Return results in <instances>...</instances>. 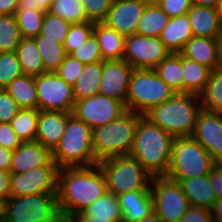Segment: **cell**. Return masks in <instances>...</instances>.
<instances>
[{
  "label": "cell",
  "mask_w": 222,
  "mask_h": 222,
  "mask_svg": "<svg viewBox=\"0 0 222 222\" xmlns=\"http://www.w3.org/2000/svg\"><path fill=\"white\" fill-rule=\"evenodd\" d=\"M107 192L106 179L98 164L62 168L58 171L57 205L63 222L83 212Z\"/></svg>",
  "instance_id": "cell-1"
},
{
  "label": "cell",
  "mask_w": 222,
  "mask_h": 222,
  "mask_svg": "<svg viewBox=\"0 0 222 222\" xmlns=\"http://www.w3.org/2000/svg\"><path fill=\"white\" fill-rule=\"evenodd\" d=\"M174 137L142 116L137 124L129 153L153 176H166Z\"/></svg>",
  "instance_id": "cell-2"
},
{
  "label": "cell",
  "mask_w": 222,
  "mask_h": 222,
  "mask_svg": "<svg viewBox=\"0 0 222 222\" xmlns=\"http://www.w3.org/2000/svg\"><path fill=\"white\" fill-rule=\"evenodd\" d=\"M199 95L175 93L168 101L152 107L143 116L175 137H191L199 111Z\"/></svg>",
  "instance_id": "cell-3"
},
{
  "label": "cell",
  "mask_w": 222,
  "mask_h": 222,
  "mask_svg": "<svg viewBox=\"0 0 222 222\" xmlns=\"http://www.w3.org/2000/svg\"><path fill=\"white\" fill-rule=\"evenodd\" d=\"M92 135L93 130L72 114L59 144L52 151L57 167L62 169L96 165Z\"/></svg>",
  "instance_id": "cell-4"
},
{
  "label": "cell",
  "mask_w": 222,
  "mask_h": 222,
  "mask_svg": "<svg viewBox=\"0 0 222 222\" xmlns=\"http://www.w3.org/2000/svg\"><path fill=\"white\" fill-rule=\"evenodd\" d=\"M142 116L126 110L113 122L93 129V149L97 164L111 157L129 155Z\"/></svg>",
  "instance_id": "cell-5"
},
{
  "label": "cell",
  "mask_w": 222,
  "mask_h": 222,
  "mask_svg": "<svg viewBox=\"0 0 222 222\" xmlns=\"http://www.w3.org/2000/svg\"><path fill=\"white\" fill-rule=\"evenodd\" d=\"M216 163L208 151L192 137H175L166 173L171 180L209 175Z\"/></svg>",
  "instance_id": "cell-6"
},
{
  "label": "cell",
  "mask_w": 222,
  "mask_h": 222,
  "mask_svg": "<svg viewBox=\"0 0 222 222\" xmlns=\"http://www.w3.org/2000/svg\"><path fill=\"white\" fill-rule=\"evenodd\" d=\"M106 179L107 191L116 196L135 190H150L153 176L131 155H121L98 163Z\"/></svg>",
  "instance_id": "cell-7"
},
{
  "label": "cell",
  "mask_w": 222,
  "mask_h": 222,
  "mask_svg": "<svg viewBox=\"0 0 222 222\" xmlns=\"http://www.w3.org/2000/svg\"><path fill=\"white\" fill-rule=\"evenodd\" d=\"M176 92L153 69H134L129 83L126 110L144 115L168 101Z\"/></svg>",
  "instance_id": "cell-8"
},
{
  "label": "cell",
  "mask_w": 222,
  "mask_h": 222,
  "mask_svg": "<svg viewBox=\"0 0 222 222\" xmlns=\"http://www.w3.org/2000/svg\"><path fill=\"white\" fill-rule=\"evenodd\" d=\"M5 222H63L57 193L10 196L2 205Z\"/></svg>",
  "instance_id": "cell-9"
},
{
  "label": "cell",
  "mask_w": 222,
  "mask_h": 222,
  "mask_svg": "<svg viewBox=\"0 0 222 222\" xmlns=\"http://www.w3.org/2000/svg\"><path fill=\"white\" fill-rule=\"evenodd\" d=\"M150 191L154 211L162 222H178L190 207L179 183L165 176L153 177Z\"/></svg>",
  "instance_id": "cell-10"
},
{
  "label": "cell",
  "mask_w": 222,
  "mask_h": 222,
  "mask_svg": "<svg viewBox=\"0 0 222 222\" xmlns=\"http://www.w3.org/2000/svg\"><path fill=\"white\" fill-rule=\"evenodd\" d=\"M38 110L72 112L75 104L73 86L59 77L55 71L35 76Z\"/></svg>",
  "instance_id": "cell-11"
},
{
  "label": "cell",
  "mask_w": 222,
  "mask_h": 222,
  "mask_svg": "<svg viewBox=\"0 0 222 222\" xmlns=\"http://www.w3.org/2000/svg\"><path fill=\"white\" fill-rule=\"evenodd\" d=\"M171 53L159 37L133 34L125 38L123 59L134 69H154Z\"/></svg>",
  "instance_id": "cell-12"
},
{
  "label": "cell",
  "mask_w": 222,
  "mask_h": 222,
  "mask_svg": "<svg viewBox=\"0 0 222 222\" xmlns=\"http://www.w3.org/2000/svg\"><path fill=\"white\" fill-rule=\"evenodd\" d=\"M125 111L126 107L120 100L96 94L76 100L72 114L93 130L113 122Z\"/></svg>",
  "instance_id": "cell-13"
},
{
  "label": "cell",
  "mask_w": 222,
  "mask_h": 222,
  "mask_svg": "<svg viewBox=\"0 0 222 222\" xmlns=\"http://www.w3.org/2000/svg\"><path fill=\"white\" fill-rule=\"evenodd\" d=\"M57 166H42L26 173H12L11 196L57 193Z\"/></svg>",
  "instance_id": "cell-14"
},
{
  "label": "cell",
  "mask_w": 222,
  "mask_h": 222,
  "mask_svg": "<svg viewBox=\"0 0 222 222\" xmlns=\"http://www.w3.org/2000/svg\"><path fill=\"white\" fill-rule=\"evenodd\" d=\"M211 155L216 164H222V113L201 109L191 136Z\"/></svg>",
  "instance_id": "cell-15"
},
{
  "label": "cell",
  "mask_w": 222,
  "mask_h": 222,
  "mask_svg": "<svg viewBox=\"0 0 222 222\" xmlns=\"http://www.w3.org/2000/svg\"><path fill=\"white\" fill-rule=\"evenodd\" d=\"M134 68L124 59L104 60L98 94L120 100L126 107L129 83Z\"/></svg>",
  "instance_id": "cell-16"
},
{
  "label": "cell",
  "mask_w": 222,
  "mask_h": 222,
  "mask_svg": "<svg viewBox=\"0 0 222 222\" xmlns=\"http://www.w3.org/2000/svg\"><path fill=\"white\" fill-rule=\"evenodd\" d=\"M145 7L140 0H114L103 22L125 36L137 34Z\"/></svg>",
  "instance_id": "cell-17"
},
{
  "label": "cell",
  "mask_w": 222,
  "mask_h": 222,
  "mask_svg": "<svg viewBox=\"0 0 222 222\" xmlns=\"http://www.w3.org/2000/svg\"><path fill=\"white\" fill-rule=\"evenodd\" d=\"M42 166H57L52 151L38 142H24L12 151L11 173H26Z\"/></svg>",
  "instance_id": "cell-18"
},
{
  "label": "cell",
  "mask_w": 222,
  "mask_h": 222,
  "mask_svg": "<svg viewBox=\"0 0 222 222\" xmlns=\"http://www.w3.org/2000/svg\"><path fill=\"white\" fill-rule=\"evenodd\" d=\"M72 112L39 110L35 141L53 151L59 144Z\"/></svg>",
  "instance_id": "cell-19"
},
{
  "label": "cell",
  "mask_w": 222,
  "mask_h": 222,
  "mask_svg": "<svg viewBox=\"0 0 222 222\" xmlns=\"http://www.w3.org/2000/svg\"><path fill=\"white\" fill-rule=\"evenodd\" d=\"M123 222H138L154 212L150 190H135L117 196Z\"/></svg>",
  "instance_id": "cell-20"
},
{
  "label": "cell",
  "mask_w": 222,
  "mask_h": 222,
  "mask_svg": "<svg viewBox=\"0 0 222 222\" xmlns=\"http://www.w3.org/2000/svg\"><path fill=\"white\" fill-rule=\"evenodd\" d=\"M194 36L219 38L222 25L217 8L192 5L187 13Z\"/></svg>",
  "instance_id": "cell-21"
},
{
  "label": "cell",
  "mask_w": 222,
  "mask_h": 222,
  "mask_svg": "<svg viewBox=\"0 0 222 222\" xmlns=\"http://www.w3.org/2000/svg\"><path fill=\"white\" fill-rule=\"evenodd\" d=\"M193 36L188 15L185 14L170 18L159 38L172 53H180Z\"/></svg>",
  "instance_id": "cell-22"
},
{
  "label": "cell",
  "mask_w": 222,
  "mask_h": 222,
  "mask_svg": "<svg viewBox=\"0 0 222 222\" xmlns=\"http://www.w3.org/2000/svg\"><path fill=\"white\" fill-rule=\"evenodd\" d=\"M218 38L193 36L184 46L180 54L188 60L214 70L216 66Z\"/></svg>",
  "instance_id": "cell-23"
},
{
  "label": "cell",
  "mask_w": 222,
  "mask_h": 222,
  "mask_svg": "<svg viewBox=\"0 0 222 222\" xmlns=\"http://www.w3.org/2000/svg\"><path fill=\"white\" fill-rule=\"evenodd\" d=\"M173 181L179 183L190 206L212 208L216 197L209 182V175Z\"/></svg>",
  "instance_id": "cell-24"
},
{
  "label": "cell",
  "mask_w": 222,
  "mask_h": 222,
  "mask_svg": "<svg viewBox=\"0 0 222 222\" xmlns=\"http://www.w3.org/2000/svg\"><path fill=\"white\" fill-rule=\"evenodd\" d=\"M95 34L103 60L123 59L126 36L112 29L104 22L94 23Z\"/></svg>",
  "instance_id": "cell-25"
},
{
  "label": "cell",
  "mask_w": 222,
  "mask_h": 222,
  "mask_svg": "<svg viewBox=\"0 0 222 222\" xmlns=\"http://www.w3.org/2000/svg\"><path fill=\"white\" fill-rule=\"evenodd\" d=\"M15 52L23 74L39 76L48 72L44 67L41 53L33 38H22Z\"/></svg>",
  "instance_id": "cell-26"
},
{
  "label": "cell",
  "mask_w": 222,
  "mask_h": 222,
  "mask_svg": "<svg viewBox=\"0 0 222 222\" xmlns=\"http://www.w3.org/2000/svg\"><path fill=\"white\" fill-rule=\"evenodd\" d=\"M103 74V61L84 65L78 80L73 85L75 100L92 97L99 92Z\"/></svg>",
  "instance_id": "cell-27"
},
{
  "label": "cell",
  "mask_w": 222,
  "mask_h": 222,
  "mask_svg": "<svg viewBox=\"0 0 222 222\" xmlns=\"http://www.w3.org/2000/svg\"><path fill=\"white\" fill-rule=\"evenodd\" d=\"M5 90L15 99L20 108L38 109L35 76L22 74L16 77Z\"/></svg>",
  "instance_id": "cell-28"
},
{
  "label": "cell",
  "mask_w": 222,
  "mask_h": 222,
  "mask_svg": "<svg viewBox=\"0 0 222 222\" xmlns=\"http://www.w3.org/2000/svg\"><path fill=\"white\" fill-rule=\"evenodd\" d=\"M176 93H184L182 55L171 53L153 69Z\"/></svg>",
  "instance_id": "cell-29"
},
{
  "label": "cell",
  "mask_w": 222,
  "mask_h": 222,
  "mask_svg": "<svg viewBox=\"0 0 222 222\" xmlns=\"http://www.w3.org/2000/svg\"><path fill=\"white\" fill-rule=\"evenodd\" d=\"M211 70L182 56L184 93L200 95L207 85Z\"/></svg>",
  "instance_id": "cell-30"
},
{
  "label": "cell",
  "mask_w": 222,
  "mask_h": 222,
  "mask_svg": "<svg viewBox=\"0 0 222 222\" xmlns=\"http://www.w3.org/2000/svg\"><path fill=\"white\" fill-rule=\"evenodd\" d=\"M82 213L92 219H109L110 221L123 222L118 197L109 191L86 207Z\"/></svg>",
  "instance_id": "cell-31"
},
{
  "label": "cell",
  "mask_w": 222,
  "mask_h": 222,
  "mask_svg": "<svg viewBox=\"0 0 222 222\" xmlns=\"http://www.w3.org/2000/svg\"><path fill=\"white\" fill-rule=\"evenodd\" d=\"M170 17L159 6H146L138 24L137 34L159 37Z\"/></svg>",
  "instance_id": "cell-32"
},
{
  "label": "cell",
  "mask_w": 222,
  "mask_h": 222,
  "mask_svg": "<svg viewBox=\"0 0 222 222\" xmlns=\"http://www.w3.org/2000/svg\"><path fill=\"white\" fill-rule=\"evenodd\" d=\"M38 117V109L21 108L11 120L12 129L16 132L22 143L35 142Z\"/></svg>",
  "instance_id": "cell-33"
},
{
  "label": "cell",
  "mask_w": 222,
  "mask_h": 222,
  "mask_svg": "<svg viewBox=\"0 0 222 222\" xmlns=\"http://www.w3.org/2000/svg\"><path fill=\"white\" fill-rule=\"evenodd\" d=\"M33 39L39 48L45 69L55 71L67 55L64 46L55 39L45 38V35Z\"/></svg>",
  "instance_id": "cell-34"
},
{
  "label": "cell",
  "mask_w": 222,
  "mask_h": 222,
  "mask_svg": "<svg viewBox=\"0 0 222 222\" xmlns=\"http://www.w3.org/2000/svg\"><path fill=\"white\" fill-rule=\"evenodd\" d=\"M199 97L202 109L222 112V71L211 70L207 85Z\"/></svg>",
  "instance_id": "cell-35"
},
{
  "label": "cell",
  "mask_w": 222,
  "mask_h": 222,
  "mask_svg": "<svg viewBox=\"0 0 222 222\" xmlns=\"http://www.w3.org/2000/svg\"><path fill=\"white\" fill-rule=\"evenodd\" d=\"M45 14L44 10H16L15 16L22 38H35L40 34Z\"/></svg>",
  "instance_id": "cell-36"
},
{
  "label": "cell",
  "mask_w": 222,
  "mask_h": 222,
  "mask_svg": "<svg viewBox=\"0 0 222 222\" xmlns=\"http://www.w3.org/2000/svg\"><path fill=\"white\" fill-rule=\"evenodd\" d=\"M21 39L15 14L0 15V53L14 52Z\"/></svg>",
  "instance_id": "cell-37"
},
{
  "label": "cell",
  "mask_w": 222,
  "mask_h": 222,
  "mask_svg": "<svg viewBox=\"0 0 222 222\" xmlns=\"http://www.w3.org/2000/svg\"><path fill=\"white\" fill-rule=\"evenodd\" d=\"M48 12L71 24L87 22L84 6L80 0H54Z\"/></svg>",
  "instance_id": "cell-38"
},
{
  "label": "cell",
  "mask_w": 222,
  "mask_h": 222,
  "mask_svg": "<svg viewBox=\"0 0 222 222\" xmlns=\"http://www.w3.org/2000/svg\"><path fill=\"white\" fill-rule=\"evenodd\" d=\"M71 25V23L61 17L55 16L47 11L39 35H45V38L55 39L63 45Z\"/></svg>",
  "instance_id": "cell-39"
},
{
  "label": "cell",
  "mask_w": 222,
  "mask_h": 222,
  "mask_svg": "<svg viewBox=\"0 0 222 222\" xmlns=\"http://www.w3.org/2000/svg\"><path fill=\"white\" fill-rule=\"evenodd\" d=\"M16 52L0 53V89H5L16 77L22 75Z\"/></svg>",
  "instance_id": "cell-40"
},
{
  "label": "cell",
  "mask_w": 222,
  "mask_h": 222,
  "mask_svg": "<svg viewBox=\"0 0 222 222\" xmlns=\"http://www.w3.org/2000/svg\"><path fill=\"white\" fill-rule=\"evenodd\" d=\"M93 29L94 23L89 21L72 24L63 44L66 54L70 55L83 44L93 33Z\"/></svg>",
  "instance_id": "cell-41"
},
{
  "label": "cell",
  "mask_w": 222,
  "mask_h": 222,
  "mask_svg": "<svg viewBox=\"0 0 222 222\" xmlns=\"http://www.w3.org/2000/svg\"><path fill=\"white\" fill-rule=\"evenodd\" d=\"M70 55L84 65L104 61L101 56L98 40L94 33Z\"/></svg>",
  "instance_id": "cell-42"
},
{
  "label": "cell",
  "mask_w": 222,
  "mask_h": 222,
  "mask_svg": "<svg viewBox=\"0 0 222 222\" xmlns=\"http://www.w3.org/2000/svg\"><path fill=\"white\" fill-rule=\"evenodd\" d=\"M89 22H103L114 0H80Z\"/></svg>",
  "instance_id": "cell-43"
},
{
  "label": "cell",
  "mask_w": 222,
  "mask_h": 222,
  "mask_svg": "<svg viewBox=\"0 0 222 222\" xmlns=\"http://www.w3.org/2000/svg\"><path fill=\"white\" fill-rule=\"evenodd\" d=\"M84 64L73 58L71 55H66L64 61L55 70V73L68 84L73 86L83 70Z\"/></svg>",
  "instance_id": "cell-44"
},
{
  "label": "cell",
  "mask_w": 222,
  "mask_h": 222,
  "mask_svg": "<svg viewBox=\"0 0 222 222\" xmlns=\"http://www.w3.org/2000/svg\"><path fill=\"white\" fill-rule=\"evenodd\" d=\"M20 109L15 99L5 89H0V123H10Z\"/></svg>",
  "instance_id": "cell-45"
},
{
  "label": "cell",
  "mask_w": 222,
  "mask_h": 222,
  "mask_svg": "<svg viewBox=\"0 0 222 222\" xmlns=\"http://www.w3.org/2000/svg\"><path fill=\"white\" fill-rule=\"evenodd\" d=\"M159 7L170 18H174L187 14L192 7V3L191 0H162Z\"/></svg>",
  "instance_id": "cell-46"
},
{
  "label": "cell",
  "mask_w": 222,
  "mask_h": 222,
  "mask_svg": "<svg viewBox=\"0 0 222 222\" xmlns=\"http://www.w3.org/2000/svg\"><path fill=\"white\" fill-rule=\"evenodd\" d=\"M22 144V141L12 129L10 123H0V146L13 151Z\"/></svg>",
  "instance_id": "cell-47"
},
{
  "label": "cell",
  "mask_w": 222,
  "mask_h": 222,
  "mask_svg": "<svg viewBox=\"0 0 222 222\" xmlns=\"http://www.w3.org/2000/svg\"><path fill=\"white\" fill-rule=\"evenodd\" d=\"M178 222H214L211 210L190 206Z\"/></svg>",
  "instance_id": "cell-48"
},
{
  "label": "cell",
  "mask_w": 222,
  "mask_h": 222,
  "mask_svg": "<svg viewBox=\"0 0 222 222\" xmlns=\"http://www.w3.org/2000/svg\"><path fill=\"white\" fill-rule=\"evenodd\" d=\"M209 182L216 199L222 198V164H216L209 173Z\"/></svg>",
  "instance_id": "cell-49"
},
{
  "label": "cell",
  "mask_w": 222,
  "mask_h": 222,
  "mask_svg": "<svg viewBox=\"0 0 222 222\" xmlns=\"http://www.w3.org/2000/svg\"><path fill=\"white\" fill-rule=\"evenodd\" d=\"M11 172L0 170V205L11 196L10 193V180Z\"/></svg>",
  "instance_id": "cell-50"
},
{
  "label": "cell",
  "mask_w": 222,
  "mask_h": 222,
  "mask_svg": "<svg viewBox=\"0 0 222 222\" xmlns=\"http://www.w3.org/2000/svg\"><path fill=\"white\" fill-rule=\"evenodd\" d=\"M12 151L0 146V170L11 171Z\"/></svg>",
  "instance_id": "cell-51"
},
{
  "label": "cell",
  "mask_w": 222,
  "mask_h": 222,
  "mask_svg": "<svg viewBox=\"0 0 222 222\" xmlns=\"http://www.w3.org/2000/svg\"><path fill=\"white\" fill-rule=\"evenodd\" d=\"M18 9V0H0V15L15 14Z\"/></svg>",
  "instance_id": "cell-52"
},
{
  "label": "cell",
  "mask_w": 222,
  "mask_h": 222,
  "mask_svg": "<svg viewBox=\"0 0 222 222\" xmlns=\"http://www.w3.org/2000/svg\"><path fill=\"white\" fill-rule=\"evenodd\" d=\"M66 222H119V221H110L109 219H92L84 215L82 212L77 213L70 217Z\"/></svg>",
  "instance_id": "cell-53"
},
{
  "label": "cell",
  "mask_w": 222,
  "mask_h": 222,
  "mask_svg": "<svg viewBox=\"0 0 222 222\" xmlns=\"http://www.w3.org/2000/svg\"><path fill=\"white\" fill-rule=\"evenodd\" d=\"M210 210H211V214L213 216L214 222L222 221V198L216 199L215 203L213 204Z\"/></svg>",
  "instance_id": "cell-54"
},
{
  "label": "cell",
  "mask_w": 222,
  "mask_h": 222,
  "mask_svg": "<svg viewBox=\"0 0 222 222\" xmlns=\"http://www.w3.org/2000/svg\"><path fill=\"white\" fill-rule=\"evenodd\" d=\"M43 10L40 6H35V0H18V9Z\"/></svg>",
  "instance_id": "cell-55"
},
{
  "label": "cell",
  "mask_w": 222,
  "mask_h": 222,
  "mask_svg": "<svg viewBox=\"0 0 222 222\" xmlns=\"http://www.w3.org/2000/svg\"><path fill=\"white\" fill-rule=\"evenodd\" d=\"M217 57H216V66L215 69L222 71V36L218 38L217 45Z\"/></svg>",
  "instance_id": "cell-56"
},
{
  "label": "cell",
  "mask_w": 222,
  "mask_h": 222,
  "mask_svg": "<svg viewBox=\"0 0 222 222\" xmlns=\"http://www.w3.org/2000/svg\"><path fill=\"white\" fill-rule=\"evenodd\" d=\"M220 0H191L192 5L209 6L216 8Z\"/></svg>",
  "instance_id": "cell-57"
},
{
  "label": "cell",
  "mask_w": 222,
  "mask_h": 222,
  "mask_svg": "<svg viewBox=\"0 0 222 222\" xmlns=\"http://www.w3.org/2000/svg\"><path fill=\"white\" fill-rule=\"evenodd\" d=\"M54 0H35V6H40L45 12H47Z\"/></svg>",
  "instance_id": "cell-58"
},
{
  "label": "cell",
  "mask_w": 222,
  "mask_h": 222,
  "mask_svg": "<svg viewBox=\"0 0 222 222\" xmlns=\"http://www.w3.org/2000/svg\"><path fill=\"white\" fill-rule=\"evenodd\" d=\"M138 222H162L159 217L157 216V213L154 211L150 215L142 218Z\"/></svg>",
  "instance_id": "cell-59"
},
{
  "label": "cell",
  "mask_w": 222,
  "mask_h": 222,
  "mask_svg": "<svg viewBox=\"0 0 222 222\" xmlns=\"http://www.w3.org/2000/svg\"><path fill=\"white\" fill-rule=\"evenodd\" d=\"M146 6H159L162 0H140Z\"/></svg>",
  "instance_id": "cell-60"
},
{
  "label": "cell",
  "mask_w": 222,
  "mask_h": 222,
  "mask_svg": "<svg viewBox=\"0 0 222 222\" xmlns=\"http://www.w3.org/2000/svg\"><path fill=\"white\" fill-rule=\"evenodd\" d=\"M217 11H218V14L220 16V22H221V25H222V0H220L218 2V5H217Z\"/></svg>",
  "instance_id": "cell-61"
},
{
  "label": "cell",
  "mask_w": 222,
  "mask_h": 222,
  "mask_svg": "<svg viewBox=\"0 0 222 222\" xmlns=\"http://www.w3.org/2000/svg\"><path fill=\"white\" fill-rule=\"evenodd\" d=\"M0 222H5L3 216H0Z\"/></svg>",
  "instance_id": "cell-62"
},
{
  "label": "cell",
  "mask_w": 222,
  "mask_h": 222,
  "mask_svg": "<svg viewBox=\"0 0 222 222\" xmlns=\"http://www.w3.org/2000/svg\"><path fill=\"white\" fill-rule=\"evenodd\" d=\"M0 216H3L2 215V206L0 205Z\"/></svg>",
  "instance_id": "cell-63"
}]
</instances>
